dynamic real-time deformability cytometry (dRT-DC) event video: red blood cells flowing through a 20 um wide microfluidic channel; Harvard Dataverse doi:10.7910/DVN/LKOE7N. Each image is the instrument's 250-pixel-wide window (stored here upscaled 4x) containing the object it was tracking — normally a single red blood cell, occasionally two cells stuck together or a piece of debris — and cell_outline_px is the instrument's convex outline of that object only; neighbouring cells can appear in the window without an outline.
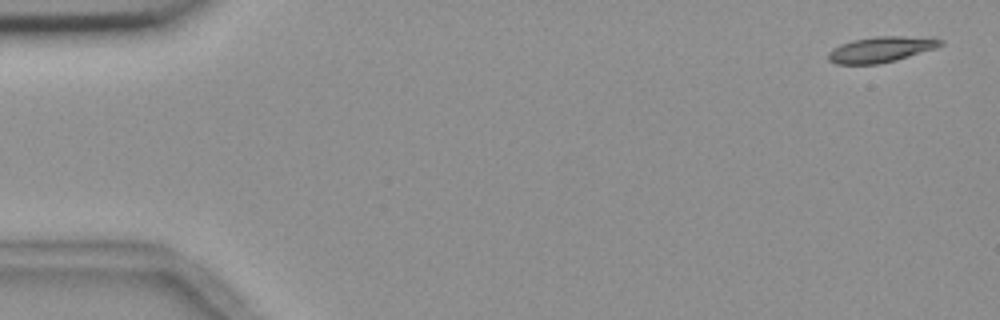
{"species": "common noctule bat (a hibernating species)", "species_latin": "Nyctalus noctula", "temperature_condition": "room temperature", "stored_images_in_passage": 50, "camera_frame_rate_fps": 3000, "um_per_image_px": 0.085, "animal": {"sex": "female", "body_mass_g": 18.4}, "frame": {"image": 1, "passage_image": 2, "time_ms": 0.333, "image_size_px": [1000, 320], "cell_outline_px": [[944, 44], [936, 48], [896, 60], [880, 64], [836, 64], [828, 60], [828, 52], [832, 48], [840, 44], [852, 40], [876, 36], [904, 36], [944, 40]], "centroid_in_image_um": [74.84, 4.21], "position_along_channel_um": 10.2, "area_um2": 16.76}}
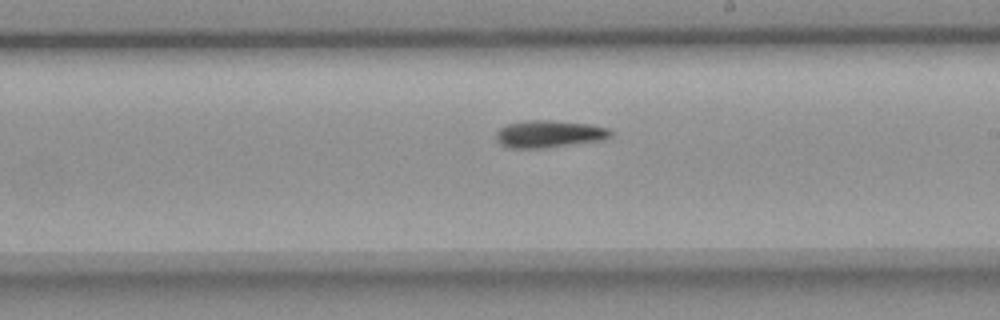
{"frame": {"image": 2, "passage_image": 32, "time_ms": 10.333, "image_size_px": [1000, 320], "cell_outline_px": [[616, 132], [612, 136], [604, 140], [544, 148], [512, 148], [500, 144], [496, 140], [496, 132], [500, 128], [508, 124], [524, 120], [552, 120], [588, 124], [608, 128]], "centroid_in_image_um": [46.71, 11.38], "position_along_channel_um": 242.3, "area_um2": 18.38}}
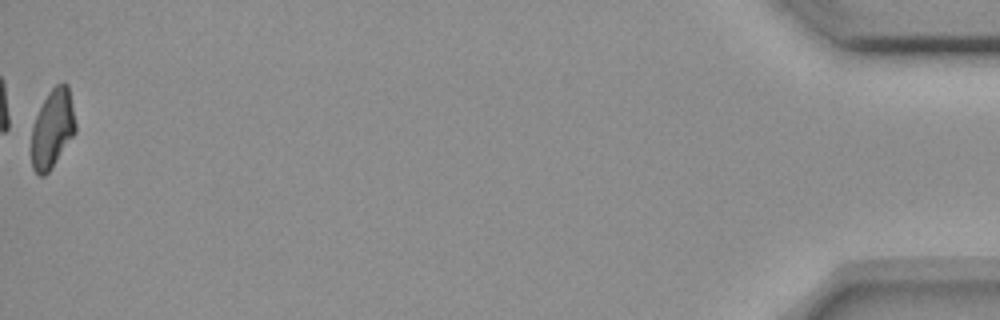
{"frame": {"image": 3, "passage_image": 50, "time_ms": 16.333, "image_size_px": [1000, 320], "cell_outline_px": [[76, 132], [48, 172], [44, 176], [40, 176], [32, 168], [32, 124], [48, 92], [56, 84], [64, 80], [68, 84], [76, 124]], "centroid_in_image_um": [4.47, 10.9], "position_along_channel_um": 430.7, "area_um2": 20.11}, "authors_computed_cell_mechanics": {"area_um2": 17.1666, "velocity_mm_per_s": 3.6428, "shape_relaxation_time_tau1_ms": 7.9671, "shape_relaxation_time_tau2_ms": null, "deformation_change_tau1": 0.2192, "deformation_change_tau2": null}}